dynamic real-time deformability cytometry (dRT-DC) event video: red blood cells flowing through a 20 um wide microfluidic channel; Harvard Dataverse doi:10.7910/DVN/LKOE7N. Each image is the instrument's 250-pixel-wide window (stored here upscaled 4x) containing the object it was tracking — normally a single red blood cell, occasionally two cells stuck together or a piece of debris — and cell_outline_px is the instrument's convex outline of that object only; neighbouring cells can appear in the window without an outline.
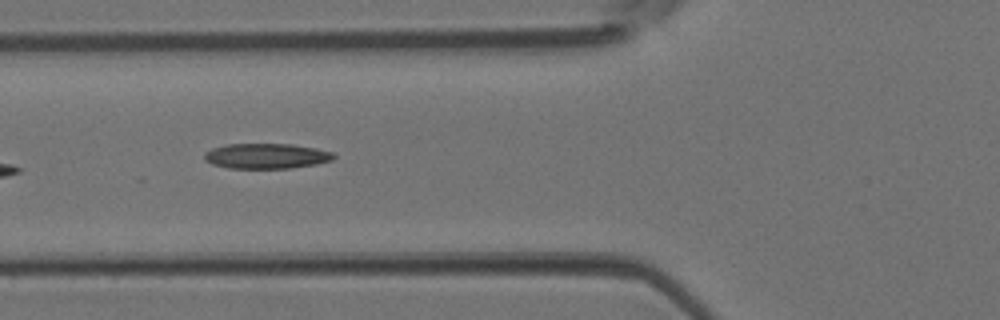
{"species": "Egyptian fruit bat (a non-hibernating species)", "species_latin": "Rousettus aegyptiacus", "temperature_condition": "room temperature", "stored_images_in_passage": 6, "camera_frame_rate_fps": 3000, "um_per_image_px": 0.085, "animal": {"sex": "female"}, "frame": {"image": 1, "passage_image": 4, "time_ms": 1.0, "image_size_px": [1000, 320], "cell_outline_px": [[336, 156], [332, 160], [316, 164], [288, 168], [228, 168], [212, 164], [204, 160], [204, 152], [212, 148], [228, 144], [292, 144], [316, 148], [336, 152]], "centroid_in_image_um": [22.65, 13.26], "position_along_channel_um": 103.1, "area_um2": 19.13}}
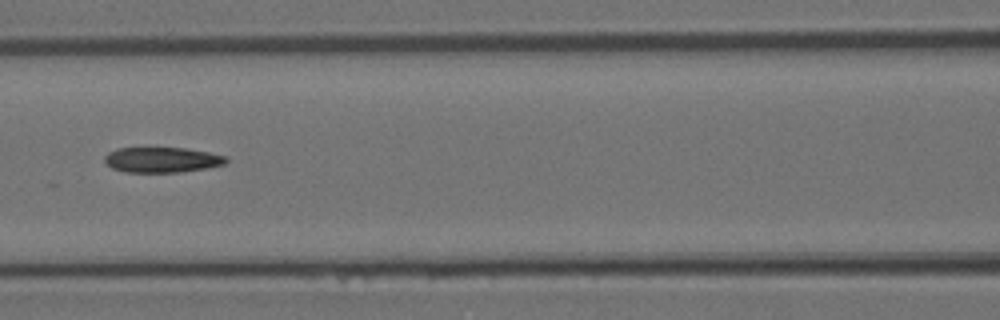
{"frame": {"image": 2, "passage_image": 5, "time_ms": 1.333, "image_size_px": [1000, 320], "cell_outline_px": [[228, 160], [224, 164], [208, 168], [180, 172], [124, 172], [112, 168], [104, 160], [104, 156], [108, 152], [116, 148], [188, 148], [228, 156]], "centroid_in_image_um": [13.78, 13.58], "position_along_channel_um": 152.8, "area_um2": 18.03}}
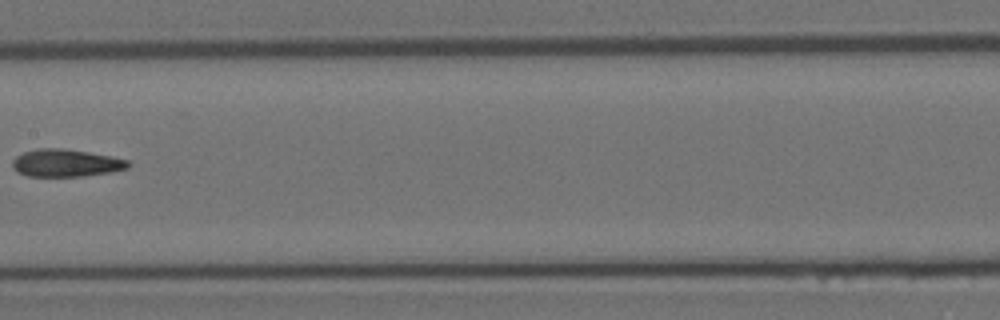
{"frame": {"image": 3, "passage_image": 6, "time_ms": 1.667, "image_size_px": [1000, 320], "cell_outline_px": [[132, 164], [128, 168], [112, 172], [84, 176], [28, 176], [16, 172], [12, 168], [12, 160], [16, 156], [24, 152], [36, 148], [60, 148], [88, 152], [112, 156], [128, 160]], "centroid_in_image_um": [5.6, 13.86], "position_along_channel_um": 201.8, "area_um2": 18.73}}